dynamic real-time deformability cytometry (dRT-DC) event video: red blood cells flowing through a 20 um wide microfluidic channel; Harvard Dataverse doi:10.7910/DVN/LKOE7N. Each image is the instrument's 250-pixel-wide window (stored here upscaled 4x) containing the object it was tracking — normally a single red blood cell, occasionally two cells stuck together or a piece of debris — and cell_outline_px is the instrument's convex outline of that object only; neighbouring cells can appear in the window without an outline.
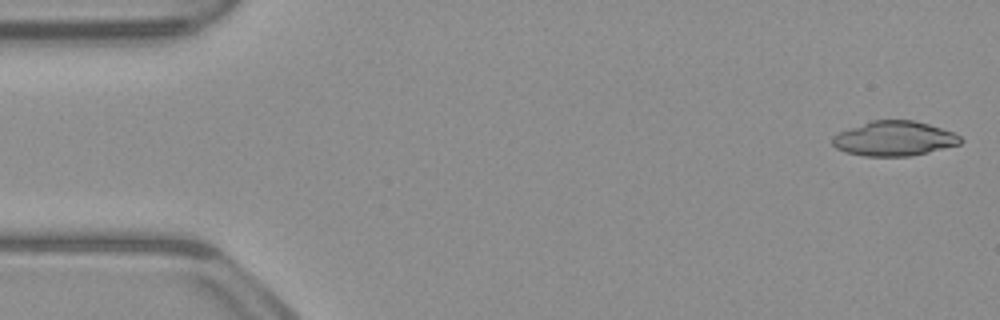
{"species": "common noctule bat (a hibernating species)", "species_latin": "Nyctalus noctula", "temperature_condition": "warm", "stored_images_in_passage": 17, "camera_frame_rate_fps": 3000, "um_per_image_px": 0.085, "animal": {"sex": "male", "body_mass_g": 23.1, "forearm_length_mm": 52.7}, "frame": {"image": 1, "passage_image": 1, "time_ms": 0.0, "image_size_px": [1000, 320], "cell_outline_px": [[964, 140], [960, 144], [912, 156], [864, 156], [844, 152], [836, 148], [832, 144], [832, 136], [840, 132], [872, 120], [912, 120], [928, 124], [952, 132], [960, 136]], "centroid_in_image_um": [76.0, 11.79], "position_along_channel_um": 9.0, "area_um2": 25.78}}